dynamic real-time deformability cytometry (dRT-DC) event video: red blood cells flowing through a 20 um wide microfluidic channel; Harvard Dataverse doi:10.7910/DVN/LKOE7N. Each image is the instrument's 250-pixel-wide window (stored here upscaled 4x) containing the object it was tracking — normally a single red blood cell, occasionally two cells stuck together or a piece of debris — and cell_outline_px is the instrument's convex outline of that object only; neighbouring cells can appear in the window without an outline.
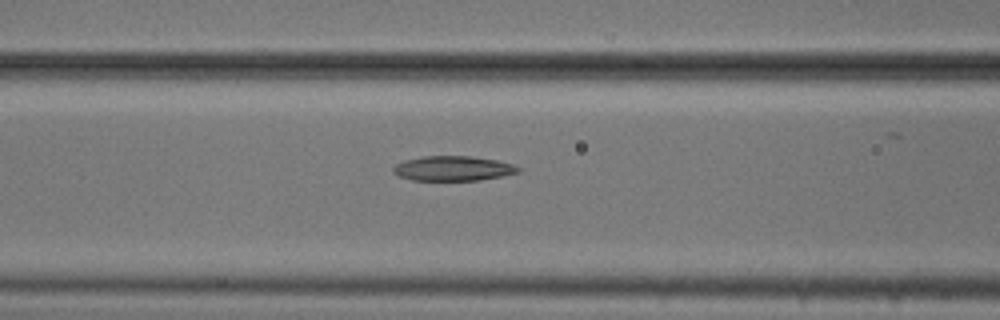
{"species": "common noctule bat (a hibernating species)", "species_latin": "Nyctalus noctula", "temperature_condition": "cold", "stored_images_in_passage": 7, "camera_frame_rate_fps": 3000, "um_per_image_px": 0.085, "animal": {"sex": "male", "body_mass_g": 20.5, "forearm_length_mm": 52.5}, "frame": {"image": 1, "passage_image": 5, "time_ms": 1.333, "image_size_px": [1000, 320], "cell_outline_px": [[524, 168], [520, 172], [504, 176], [480, 180], [412, 180], [400, 176], [392, 172], [392, 168], [396, 164], [404, 160], [424, 156], [472, 156], [496, 160], [512, 164]], "centroid_in_image_um": [38.55, 14.31], "position_along_channel_um": 128.1, "area_um2": 18.21}}